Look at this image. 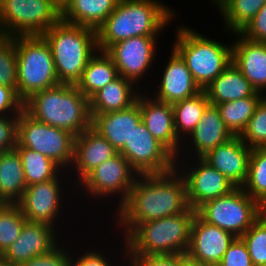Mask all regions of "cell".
I'll return each instance as SVG.
<instances>
[{
	"label": "cell",
	"instance_id": "31",
	"mask_svg": "<svg viewBox=\"0 0 266 266\" xmlns=\"http://www.w3.org/2000/svg\"><path fill=\"white\" fill-rule=\"evenodd\" d=\"M209 104L210 102L204 91L192 98L172 104L174 111V127L181 143L185 139H188V136L199 123L202 113ZM182 136L187 137L184 138Z\"/></svg>",
	"mask_w": 266,
	"mask_h": 266
},
{
	"label": "cell",
	"instance_id": "35",
	"mask_svg": "<svg viewBox=\"0 0 266 266\" xmlns=\"http://www.w3.org/2000/svg\"><path fill=\"white\" fill-rule=\"evenodd\" d=\"M26 218L17 204H4L0 209V255L19 237Z\"/></svg>",
	"mask_w": 266,
	"mask_h": 266
},
{
	"label": "cell",
	"instance_id": "15",
	"mask_svg": "<svg viewBox=\"0 0 266 266\" xmlns=\"http://www.w3.org/2000/svg\"><path fill=\"white\" fill-rule=\"evenodd\" d=\"M59 175L52 180L27 186L17 203L27 221L44 222L55 227L56 217L61 213L62 191ZM58 215V216H57Z\"/></svg>",
	"mask_w": 266,
	"mask_h": 266
},
{
	"label": "cell",
	"instance_id": "18",
	"mask_svg": "<svg viewBox=\"0 0 266 266\" xmlns=\"http://www.w3.org/2000/svg\"><path fill=\"white\" fill-rule=\"evenodd\" d=\"M55 227L44 222L26 221L19 237L1 255L20 266L31 258L51 252L58 246Z\"/></svg>",
	"mask_w": 266,
	"mask_h": 266
},
{
	"label": "cell",
	"instance_id": "22",
	"mask_svg": "<svg viewBox=\"0 0 266 266\" xmlns=\"http://www.w3.org/2000/svg\"><path fill=\"white\" fill-rule=\"evenodd\" d=\"M233 34L238 39L232 43V62L257 92L265 93L266 43L249 40L240 33Z\"/></svg>",
	"mask_w": 266,
	"mask_h": 266
},
{
	"label": "cell",
	"instance_id": "21",
	"mask_svg": "<svg viewBox=\"0 0 266 266\" xmlns=\"http://www.w3.org/2000/svg\"><path fill=\"white\" fill-rule=\"evenodd\" d=\"M117 153L118 151L92 127L85 130L75 137L74 157L70 168L78 173L75 174V180H79V184L91 171Z\"/></svg>",
	"mask_w": 266,
	"mask_h": 266
},
{
	"label": "cell",
	"instance_id": "25",
	"mask_svg": "<svg viewBox=\"0 0 266 266\" xmlns=\"http://www.w3.org/2000/svg\"><path fill=\"white\" fill-rule=\"evenodd\" d=\"M136 89L134 82L119 75L89 99L90 114H105L131 107L144 92Z\"/></svg>",
	"mask_w": 266,
	"mask_h": 266
},
{
	"label": "cell",
	"instance_id": "19",
	"mask_svg": "<svg viewBox=\"0 0 266 266\" xmlns=\"http://www.w3.org/2000/svg\"><path fill=\"white\" fill-rule=\"evenodd\" d=\"M251 151L252 149L239 136H234L202 158L225 175L236 188H242L248 177Z\"/></svg>",
	"mask_w": 266,
	"mask_h": 266
},
{
	"label": "cell",
	"instance_id": "41",
	"mask_svg": "<svg viewBox=\"0 0 266 266\" xmlns=\"http://www.w3.org/2000/svg\"><path fill=\"white\" fill-rule=\"evenodd\" d=\"M126 257L128 266H182V254Z\"/></svg>",
	"mask_w": 266,
	"mask_h": 266
},
{
	"label": "cell",
	"instance_id": "46",
	"mask_svg": "<svg viewBox=\"0 0 266 266\" xmlns=\"http://www.w3.org/2000/svg\"><path fill=\"white\" fill-rule=\"evenodd\" d=\"M182 266H214V265L195 261L189 258L186 254H182Z\"/></svg>",
	"mask_w": 266,
	"mask_h": 266
},
{
	"label": "cell",
	"instance_id": "12",
	"mask_svg": "<svg viewBox=\"0 0 266 266\" xmlns=\"http://www.w3.org/2000/svg\"><path fill=\"white\" fill-rule=\"evenodd\" d=\"M139 174L119 152L91 171L81 182L79 189L89 192L90 197L100 200L102 197L118 195L119 206L127 199ZM118 193V194H117ZM121 193V194H120ZM121 195V196H120Z\"/></svg>",
	"mask_w": 266,
	"mask_h": 266
},
{
	"label": "cell",
	"instance_id": "44",
	"mask_svg": "<svg viewBox=\"0 0 266 266\" xmlns=\"http://www.w3.org/2000/svg\"><path fill=\"white\" fill-rule=\"evenodd\" d=\"M239 33L249 40L266 43V3Z\"/></svg>",
	"mask_w": 266,
	"mask_h": 266
},
{
	"label": "cell",
	"instance_id": "42",
	"mask_svg": "<svg viewBox=\"0 0 266 266\" xmlns=\"http://www.w3.org/2000/svg\"><path fill=\"white\" fill-rule=\"evenodd\" d=\"M23 110L24 102L17 91L13 87L0 86V116H19Z\"/></svg>",
	"mask_w": 266,
	"mask_h": 266
},
{
	"label": "cell",
	"instance_id": "11",
	"mask_svg": "<svg viewBox=\"0 0 266 266\" xmlns=\"http://www.w3.org/2000/svg\"><path fill=\"white\" fill-rule=\"evenodd\" d=\"M139 174H161L176 167V158L160 144L141 121L119 151Z\"/></svg>",
	"mask_w": 266,
	"mask_h": 266
},
{
	"label": "cell",
	"instance_id": "40",
	"mask_svg": "<svg viewBox=\"0 0 266 266\" xmlns=\"http://www.w3.org/2000/svg\"><path fill=\"white\" fill-rule=\"evenodd\" d=\"M58 245L51 252L35 256L20 266H72V255Z\"/></svg>",
	"mask_w": 266,
	"mask_h": 266
},
{
	"label": "cell",
	"instance_id": "9",
	"mask_svg": "<svg viewBox=\"0 0 266 266\" xmlns=\"http://www.w3.org/2000/svg\"><path fill=\"white\" fill-rule=\"evenodd\" d=\"M75 137L67 130L34 119L23 110L18 116L15 147L37 151L66 170L73 163Z\"/></svg>",
	"mask_w": 266,
	"mask_h": 266
},
{
	"label": "cell",
	"instance_id": "4",
	"mask_svg": "<svg viewBox=\"0 0 266 266\" xmlns=\"http://www.w3.org/2000/svg\"><path fill=\"white\" fill-rule=\"evenodd\" d=\"M196 210L140 223L126 238L125 256L186 254Z\"/></svg>",
	"mask_w": 266,
	"mask_h": 266
},
{
	"label": "cell",
	"instance_id": "16",
	"mask_svg": "<svg viewBox=\"0 0 266 266\" xmlns=\"http://www.w3.org/2000/svg\"><path fill=\"white\" fill-rule=\"evenodd\" d=\"M235 238L232 233L206 223L196 214L186 255L195 261L217 266Z\"/></svg>",
	"mask_w": 266,
	"mask_h": 266
},
{
	"label": "cell",
	"instance_id": "14",
	"mask_svg": "<svg viewBox=\"0 0 266 266\" xmlns=\"http://www.w3.org/2000/svg\"><path fill=\"white\" fill-rule=\"evenodd\" d=\"M158 36H136L111 45L105 52L111 57L118 74L138 84L151 64ZM144 74V75H143Z\"/></svg>",
	"mask_w": 266,
	"mask_h": 266
},
{
	"label": "cell",
	"instance_id": "29",
	"mask_svg": "<svg viewBox=\"0 0 266 266\" xmlns=\"http://www.w3.org/2000/svg\"><path fill=\"white\" fill-rule=\"evenodd\" d=\"M97 54L89 59L81 79L75 85L88 99L119 76L111 57L101 50Z\"/></svg>",
	"mask_w": 266,
	"mask_h": 266
},
{
	"label": "cell",
	"instance_id": "38",
	"mask_svg": "<svg viewBox=\"0 0 266 266\" xmlns=\"http://www.w3.org/2000/svg\"><path fill=\"white\" fill-rule=\"evenodd\" d=\"M239 137L251 149L266 147V96L257 105L253 116Z\"/></svg>",
	"mask_w": 266,
	"mask_h": 266
},
{
	"label": "cell",
	"instance_id": "43",
	"mask_svg": "<svg viewBox=\"0 0 266 266\" xmlns=\"http://www.w3.org/2000/svg\"><path fill=\"white\" fill-rule=\"evenodd\" d=\"M18 116H0V150L10 151L17 145Z\"/></svg>",
	"mask_w": 266,
	"mask_h": 266
},
{
	"label": "cell",
	"instance_id": "49",
	"mask_svg": "<svg viewBox=\"0 0 266 266\" xmlns=\"http://www.w3.org/2000/svg\"><path fill=\"white\" fill-rule=\"evenodd\" d=\"M57 5L58 7L61 9L68 0H53Z\"/></svg>",
	"mask_w": 266,
	"mask_h": 266
},
{
	"label": "cell",
	"instance_id": "17",
	"mask_svg": "<svg viewBox=\"0 0 266 266\" xmlns=\"http://www.w3.org/2000/svg\"><path fill=\"white\" fill-rule=\"evenodd\" d=\"M150 96L148 93H140L137 98L142 122L153 137L177 159L178 155H181L180 150L183 149L184 152L187 149L182 148V143L177 137L172 104L158 101Z\"/></svg>",
	"mask_w": 266,
	"mask_h": 266
},
{
	"label": "cell",
	"instance_id": "33",
	"mask_svg": "<svg viewBox=\"0 0 266 266\" xmlns=\"http://www.w3.org/2000/svg\"><path fill=\"white\" fill-rule=\"evenodd\" d=\"M265 3L266 0H220L216 5L223 15L227 32L239 33Z\"/></svg>",
	"mask_w": 266,
	"mask_h": 266
},
{
	"label": "cell",
	"instance_id": "23",
	"mask_svg": "<svg viewBox=\"0 0 266 266\" xmlns=\"http://www.w3.org/2000/svg\"><path fill=\"white\" fill-rule=\"evenodd\" d=\"M92 128L104 137L118 152L129 141L133 129L142 121L139 103L105 114H91Z\"/></svg>",
	"mask_w": 266,
	"mask_h": 266
},
{
	"label": "cell",
	"instance_id": "39",
	"mask_svg": "<svg viewBox=\"0 0 266 266\" xmlns=\"http://www.w3.org/2000/svg\"><path fill=\"white\" fill-rule=\"evenodd\" d=\"M217 266H254L247 245L241 237L233 240Z\"/></svg>",
	"mask_w": 266,
	"mask_h": 266
},
{
	"label": "cell",
	"instance_id": "20",
	"mask_svg": "<svg viewBox=\"0 0 266 266\" xmlns=\"http://www.w3.org/2000/svg\"><path fill=\"white\" fill-rule=\"evenodd\" d=\"M169 62L165 66L162 78L154 94L156 100L174 104L175 102L192 98L203 90L195 82L181 56L172 49Z\"/></svg>",
	"mask_w": 266,
	"mask_h": 266
},
{
	"label": "cell",
	"instance_id": "6",
	"mask_svg": "<svg viewBox=\"0 0 266 266\" xmlns=\"http://www.w3.org/2000/svg\"><path fill=\"white\" fill-rule=\"evenodd\" d=\"M193 30L180 25L172 48L184 60L195 82L204 90L232 62V45L227 46Z\"/></svg>",
	"mask_w": 266,
	"mask_h": 266
},
{
	"label": "cell",
	"instance_id": "34",
	"mask_svg": "<svg viewBox=\"0 0 266 266\" xmlns=\"http://www.w3.org/2000/svg\"><path fill=\"white\" fill-rule=\"evenodd\" d=\"M243 190L259 204L266 198V147L253 148Z\"/></svg>",
	"mask_w": 266,
	"mask_h": 266
},
{
	"label": "cell",
	"instance_id": "5",
	"mask_svg": "<svg viewBox=\"0 0 266 266\" xmlns=\"http://www.w3.org/2000/svg\"><path fill=\"white\" fill-rule=\"evenodd\" d=\"M42 36L51 47L59 83L76 85L98 51L96 30L60 19Z\"/></svg>",
	"mask_w": 266,
	"mask_h": 266
},
{
	"label": "cell",
	"instance_id": "48",
	"mask_svg": "<svg viewBox=\"0 0 266 266\" xmlns=\"http://www.w3.org/2000/svg\"><path fill=\"white\" fill-rule=\"evenodd\" d=\"M0 266H17V265H14V264L10 263L8 260L4 259L0 255Z\"/></svg>",
	"mask_w": 266,
	"mask_h": 266
},
{
	"label": "cell",
	"instance_id": "32",
	"mask_svg": "<svg viewBox=\"0 0 266 266\" xmlns=\"http://www.w3.org/2000/svg\"><path fill=\"white\" fill-rule=\"evenodd\" d=\"M14 149L21 158L27 186L55 179L62 172L58 164L37 151L26 147Z\"/></svg>",
	"mask_w": 266,
	"mask_h": 266
},
{
	"label": "cell",
	"instance_id": "13",
	"mask_svg": "<svg viewBox=\"0 0 266 266\" xmlns=\"http://www.w3.org/2000/svg\"><path fill=\"white\" fill-rule=\"evenodd\" d=\"M181 157L178 156V159H176V168L184 177L187 202L190 208L197 210L205 202L227 195L236 188L225 175L212 167L203 158L193 157V160H198L197 162L195 160L196 164L192 163V167L186 166L183 161L184 157ZM181 162L183 164L179 166ZM186 167L189 168L186 169Z\"/></svg>",
	"mask_w": 266,
	"mask_h": 266
},
{
	"label": "cell",
	"instance_id": "1",
	"mask_svg": "<svg viewBox=\"0 0 266 266\" xmlns=\"http://www.w3.org/2000/svg\"><path fill=\"white\" fill-rule=\"evenodd\" d=\"M188 208L185 180L176 167L166 173L142 174L127 199L117 205L116 225L125 231L126 238L140 223L183 213Z\"/></svg>",
	"mask_w": 266,
	"mask_h": 266
},
{
	"label": "cell",
	"instance_id": "28",
	"mask_svg": "<svg viewBox=\"0 0 266 266\" xmlns=\"http://www.w3.org/2000/svg\"><path fill=\"white\" fill-rule=\"evenodd\" d=\"M27 185L21 158L13 149L0 155V200L4 204H17Z\"/></svg>",
	"mask_w": 266,
	"mask_h": 266
},
{
	"label": "cell",
	"instance_id": "36",
	"mask_svg": "<svg viewBox=\"0 0 266 266\" xmlns=\"http://www.w3.org/2000/svg\"><path fill=\"white\" fill-rule=\"evenodd\" d=\"M17 56L14 37L0 35V86L17 91Z\"/></svg>",
	"mask_w": 266,
	"mask_h": 266
},
{
	"label": "cell",
	"instance_id": "8",
	"mask_svg": "<svg viewBox=\"0 0 266 266\" xmlns=\"http://www.w3.org/2000/svg\"><path fill=\"white\" fill-rule=\"evenodd\" d=\"M61 19L53 0H0V35H42Z\"/></svg>",
	"mask_w": 266,
	"mask_h": 266
},
{
	"label": "cell",
	"instance_id": "7",
	"mask_svg": "<svg viewBox=\"0 0 266 266\" xmlns=\"http://www.w3.org/2000/svg\"><path fill=\"white\" fill-rule=\"evenodd\" d=\"M17 94L25 102L33 94L59 85L51 47L42 35L15 36Z\"/></svg>",
	"mask_w": 266,
	"mask_h": 266
},
{
	"label": "cell",
	"instance_id": "30",
	"mask_svg": "<svg viewBox=\"0 0 266 266\" xmlns=\"http://www.w3.org/2000/svg\"><path fill=\"white\" fill-rule=\"evenodd\" d=\"M266 96L256 92L253 96L215 105L226 128L233 136H240L247 126L257 105Z\"/></svg>",
	"mask_w": 266,
	"mask_h": 266
},
{
	"label": "cell",
	"instance_id": "26",
	"mask_svg": "<svg viewBox=\"0 0 266 266\" xmlns=\"http://www.w3.org/2000/svg\"><path fill=\"white\" fill-rule=\"evenodd\" d=\"M203 91L214 106L250 97L257 92L233 62Z\"/></svg>",
	"mask_w": 266,
	"mask_h": 266
},
{
	"label": "cell",
	"instance_id": "27",
	"mask_svg": "<svg viewBox=\"0 0 266 266\" xmlns=\"http://www.w3.org/2000/svg\"><path fill=\"white\" fill-rule=\"evenodd\" d=\"M119 0H68L61 8V20L97 30L115 10Z\"/></svg>",
	"mask_w": 266,
	"mask_h": 266
},
{
	"label": "cell",
	"instance_id": "45",
	"mask_svg": "<svg viewBox=\"0 0 266 266\" xmlns=\"http://www.w3.org/2000/svg\"><path fill=\"white\" fill-rule=\"evenodd\" d=\"M85 250L84 254L81 253L75 260V256H72V266H112L111 260H108L101 252L98 253L96 249ZM74 257V258H73Z\"/></svg>",
	"mask_w": 266,
	"mask_h": 266
},
{
	"label": "cell",
	"instance_id": "3",
	"mask_svg": "<svg viewBox=\"0 0 266 266\" xmlns=\"http://www.w3.org/2000/svg\"><path fill=\"white\" fill-rule=\"evenodd\" d=\"M24 110L34 119L75 136L92 127L89 99L75 85L60 83L33 94Z\"/></svg>",
	"mask_w": 266,
	"mask_h": 266
},
{
	"label": "cell",
	"instance_id": "50",
	"mask_svg": "<svg viewBox=\"0 0 266 266\" xmlns=\"http://www.w3.org/2000/svg\"><path fill=\"white\" fill-rule=\"evenodd\" d=\"M4 203L0 200V209L3 207Z\"/></svg>",
	"mask_w": 266,
	"mask_h": 266
},
{
	"label": "cell",
	"instance_id": "2",
	"mask_svg": "<svg viewBox=\"0 0 266 266\" xmlns=\"http://www.w3.org/2000/svg\"><path fill=\"white\" fill-rule=\"evenodd\" d=\"M175 16L157 0H119L115 10L96 30L98 50L136 36H157Z\"/></svg>",
	"mask_w": 266,
	"mask_h": 266
},
{
	"label": "cell",
	"instance_id": "24",
	"mask_svg": "<svg viewBox=\"0 0 266 266\" xmlns=\"http://www.w3.org/2000/svg\"><path fill=\"white\" fill-rule=\"evenodd\" d=\"M188 137V140L182 142V147L185 146L183 144L186 141L189 142L191 139L190 147L196 152L193 155H196L195 158H202L209 151L226 143L234 136L226 128L217 107L209 104L202 113L199 123Z\"/></svg>",
	"mask_w": 266,
	"mask_h": 266
},
{
	"label": "cell",
	"instance_id": "47",
	"mask_svg": "<svg viewBox=\"0 0 266 266\" xmlns=\"http://www.w3.org/2000/svg\"><path fill=\"white\" fill-rule=\"evenodd\" d=\"M260 215L266 217V198L260 203Z\"/></svg>",
	"mask_w": 266,
	"mask_h": 266
},
{
	"label": "cell",
	"instance_id": "37",
	"mask_svg": "<svg viewBox=\"0 0 266 266\" xmlns=\"http://www.w3.org/2000/svg\"><path fill=\"white\" fill-rule=\"evenodd\" d=\"M241 238L254 266H266V217L260 216Z\"/></svg>",
	"mask_w": 266,
	"mask_h": 266
},
{
	"label": "cell",
	"instance_id": "10",
	"mask_svg": "<svg viewBox=\"0 0 266 266\" xmlns=\"http://www.w3.org/2000/svg\"><path fill=\"white\" fill-rule=\"evenodd\" d=\"M196 214L206 223L241 237L261 216L260 204L243 188L202 204Z\"/></svg>",
	"mask_w": 266,
	"mask_h": 266
}]
</instances>
